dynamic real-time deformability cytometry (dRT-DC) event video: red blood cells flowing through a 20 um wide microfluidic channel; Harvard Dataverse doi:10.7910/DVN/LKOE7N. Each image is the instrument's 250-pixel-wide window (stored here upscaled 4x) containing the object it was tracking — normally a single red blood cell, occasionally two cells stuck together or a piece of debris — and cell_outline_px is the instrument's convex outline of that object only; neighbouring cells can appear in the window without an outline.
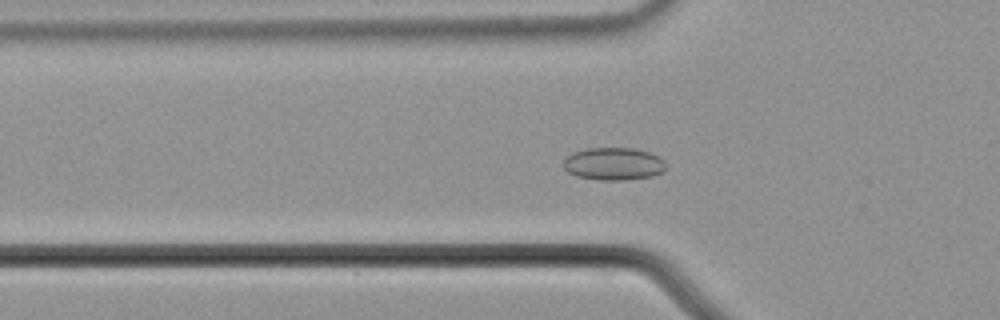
{"species": "common noctule bat (a hibernating species)", "species_latin": "Nyctalus noctula", "temperature_condition": "cold", "stored_images_in_passage": 57, "camera_frame_rate_fps": 3000, "um_per_image_px": 0.085, "animal": {"sex": "male", "body_mass_g": 21.5, "forearm_length_mm": 52.0}, "frame": {"image": 1, "passage_image": 20, "time_ms": 6.333, "image_size_px": [1000, 320], "cell_outline_px": [[664, 172], [652, 176], [628, 180], [600, 180], [576, 176], [568, 172], [564, 168], [564, 156], [572, 152], [588, 148], [632, 148], [648, 152], [664, 160]], "centroid_in_image_um": [52.12, 13.93], "position_along_channel_um": 73.7, "area_um2": 19.54}}
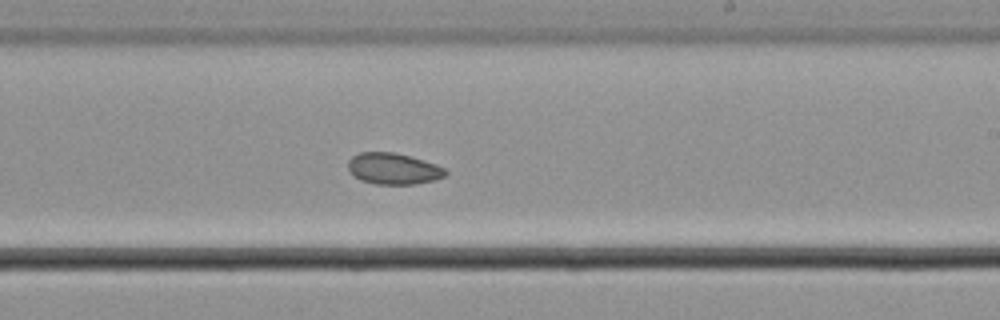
{"frame": {"image": 2, "passage_image": 35, "time_ms": 11.333, "image_size_px": [1000, 320], "cell_outline_px": [[448, 172], [444, 176], [432, 180], [416, 184], [376, 184], [360, 180], [348, 168], [348, 160], [352, 156], [360, 152], [392, 152], [424, 160], [436, 164], [444, 168]], "centroid_in_image_um": [33.43, 14.33], "position_along_channel_um": 255.6, "area_um2": 17.57}}
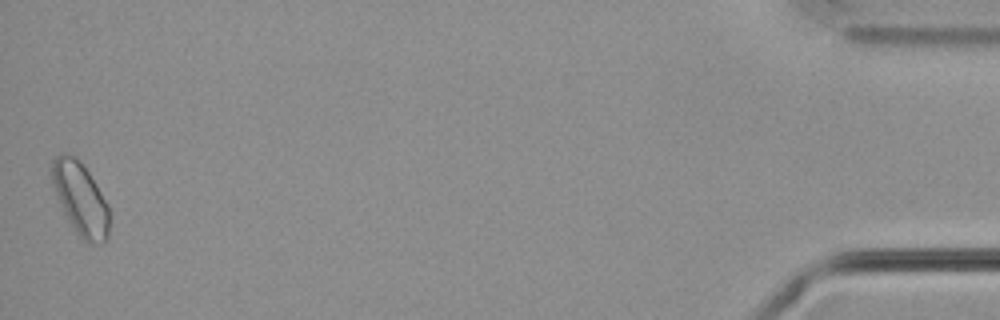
{"frame": {"image": 3, "passage_image": 57, "time_ms": 18.667, "image_size_px": [1000, 320], "cell_outline_px": [[108, 236], [100, 244], [88, 244], [76, 232], [64, 212], [52, 184], [52, 160], [60, 152], [64, 152], [72, 156], [88, 172], [108, 204]], "centroid_in_image_um": [6.83, 16.91], "position_along_channel_um": 428.4, "area_um2": 23.64}, "authors_computed_cell_mechanics": {"area_um2": 19.4786, "velocity_mm_per_s": 3.6587, "shape_relaxation_time_tau1_ms": null, "shape_relaxation_time_tau2_ms": 2.7218, "deformation_change_tau1": null, "deformation_change_tau2": 0.0453}}